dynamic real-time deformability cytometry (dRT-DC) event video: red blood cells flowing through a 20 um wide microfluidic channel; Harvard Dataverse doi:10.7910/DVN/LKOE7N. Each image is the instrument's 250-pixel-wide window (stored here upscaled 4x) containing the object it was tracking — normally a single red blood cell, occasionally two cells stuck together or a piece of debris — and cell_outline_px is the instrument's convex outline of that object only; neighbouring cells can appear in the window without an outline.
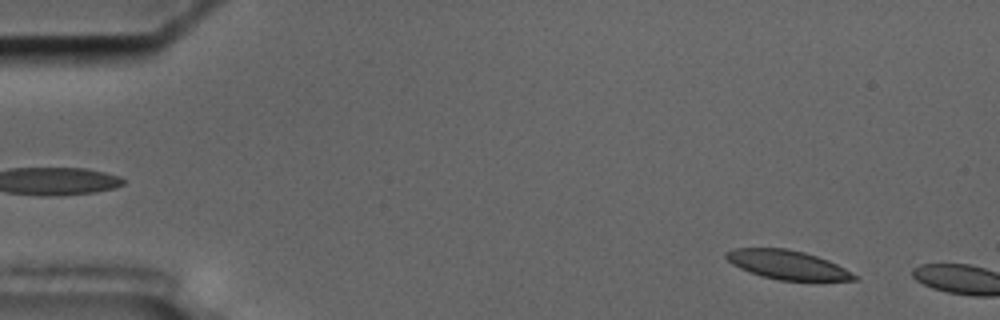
{"species": "common noctule bat (a hibernating species)", "species_latin": "Nyctalus noctula", "temperature_condition": "cold", "stored_images_in_passage": 7, "camera_frame_rate_fps": 3000, "um_per_image_px": 0.085, "animal": {"sex": "male", "body_mass_g": 17.5, "forearm_length_mm": 52.3}, "frame": {"image": 1, "passage_image": 5, "time_ms": 1.333, "image_size_px": [1000, 320], "cell_outline_px": [[860, 280], [780, 280], [764, 276], [740, 268], [732, 264], [724, 256], [724, 252], [732, 248], [784, 248], [804, 252], [828, 260], [860, 276]], "centroid_in_image_um": [66.94, 22.49], "position_along_channel_um": 18.1, "area_um2": 21.44}}